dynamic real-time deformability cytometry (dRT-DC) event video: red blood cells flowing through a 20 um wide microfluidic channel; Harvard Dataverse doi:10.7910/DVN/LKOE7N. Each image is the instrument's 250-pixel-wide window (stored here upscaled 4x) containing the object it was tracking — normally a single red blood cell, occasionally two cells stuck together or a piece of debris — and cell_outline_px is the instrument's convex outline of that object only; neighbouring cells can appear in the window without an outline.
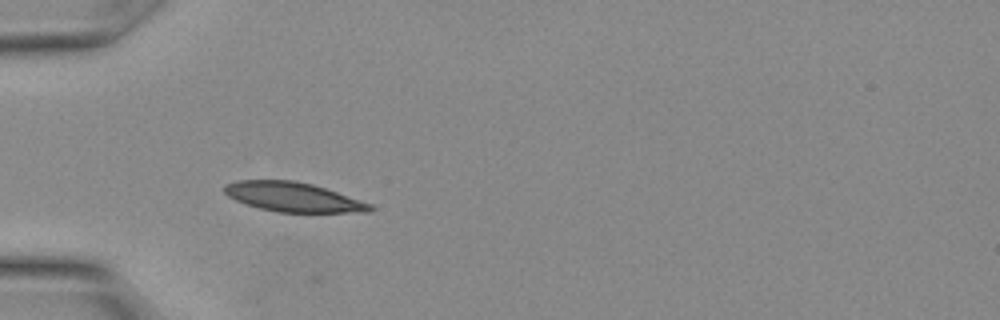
{"species": "Egyptian fruit bat (a non-hibernating species)", "species_latin": "Rousettus aegyptiacus", "temperature_condition": "warm", "stored_images_in_passage": 3, "camera_frame_rate_fps": 3000, "um_per_image_px": 0.085, "animal": {"sex": "female"}, "frame": {"image": 1, "passage_image": 1, "time_ms": 0.0, "image_size_px": [1000, 320], "cell_outline_px": [[376, 208], [372, 212], [276, 212], [260, 208], [236, 200], [228, 196], [224, 192], [224, 184], [236, 180], [292, 180], [312, 184], [372, 204]], "centroid_in_image_um": [24.92, 16.75], "position_along_channel_um": 60.1, "area_um2": 24.85}}
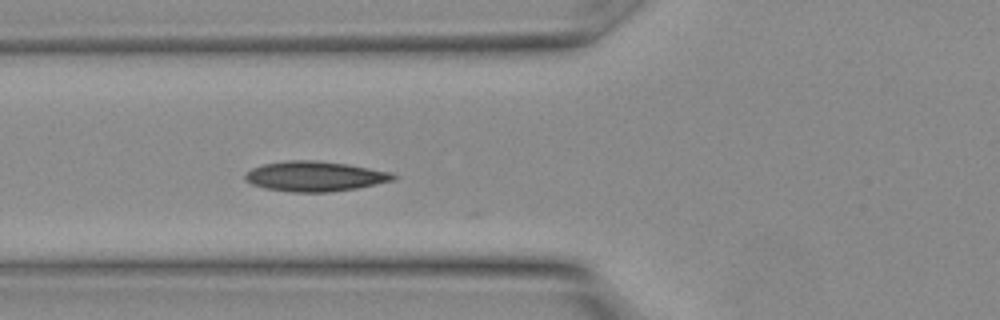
{"frame": {"image": 2, "passage_image": 3, "time_ms": 0.667, "image_size_px": [1000, 320], "cell_outline_px": [[396, 180], [356, 188], [328, 192], [292, 192], [264, 188], [252, 184], [244, 180], [244, 176], [252, 168], [264, 164], [284, 160], [316, 160], [348, 164], [392, 172], [396, 176]], "centroid_in_image_um": [26.77, 14.98], "position_along_channel_um": 99.0, "area_um2": 26.01}}